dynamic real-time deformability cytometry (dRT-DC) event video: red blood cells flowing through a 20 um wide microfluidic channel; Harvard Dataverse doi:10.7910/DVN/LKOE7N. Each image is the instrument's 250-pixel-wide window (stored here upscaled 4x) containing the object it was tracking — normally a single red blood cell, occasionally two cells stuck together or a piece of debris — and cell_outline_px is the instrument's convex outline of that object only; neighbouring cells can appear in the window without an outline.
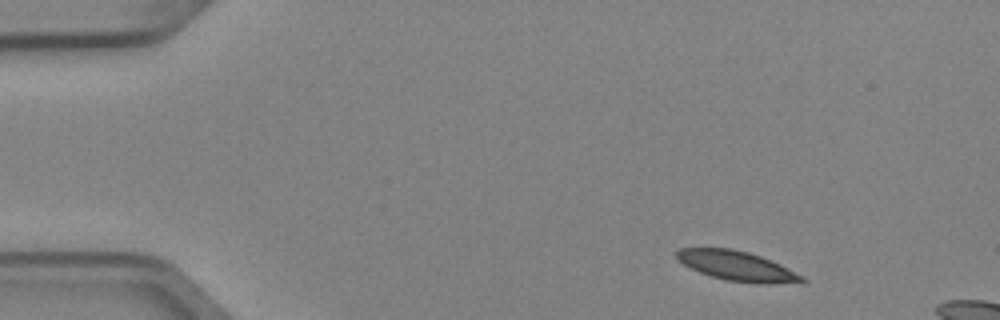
{"species": "Egyptian fruit bat (a non-hibernating species)", "species_latin": "Rousettus aegyptiacus", "temperature_condition": "cold", "stored_images_in_passage": 3, "camera_frame_rate_fps": 3000, "um_per_image_px": 0.085, "animal": {"sex": "female"}, "frame": {"image": 1, "passage_image": 1, "time_ms": 0.0, "image_size_px": [1000, 320], "cell_outline_px": [[808, 280], [804, 284], [760, 284], [724, 280], [700, 272], [684, 264], [676, 256], [676, 252], [680, 248], [732, 248], [748, 252], [760, 256], [780, 264], [804, 276]], "centroid_in_image_um": [62.76, 22.63], "position_along_channel_um": 22.2, "area_um2": 21.91}}